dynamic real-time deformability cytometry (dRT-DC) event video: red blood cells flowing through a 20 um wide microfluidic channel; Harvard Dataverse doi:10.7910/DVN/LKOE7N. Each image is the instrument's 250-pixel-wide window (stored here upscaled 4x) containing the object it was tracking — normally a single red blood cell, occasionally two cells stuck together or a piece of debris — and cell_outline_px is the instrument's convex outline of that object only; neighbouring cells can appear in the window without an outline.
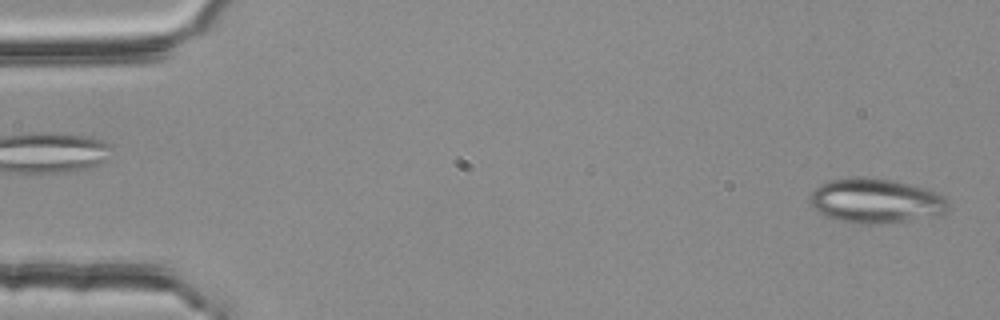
{"species": "common noctule bat (a hibernating species)", "species_latin": "Nyctalus noctula", "temperature_condition": "room temperature", "stored_images_in_passage": 53, "camera_frame_rate_fps": 3000, "um_per_image_px": 0.085, "animal": {"sex": "female", "body_mass_g": 25.1}, "frame": {"image": 1, "passage_image": 1, "time_ms": 0.0, "image_size_px": [1000, 320], "cell_outline_px": [[948, 208], [944, 212], [904, 220], [876, 224], [856, 224], [836, 220], [824, 216], [816, 212], [808, 200], [812, 192], [820, 184], [832, 180], [860, 176], [896, 180], [924, 188], [936, 192], [944, 196], [948, 200]], "centroid_in_image_um": [74.36, 17.06], "position_along_channel_um": 10.6, "area_um2": 35.78}}
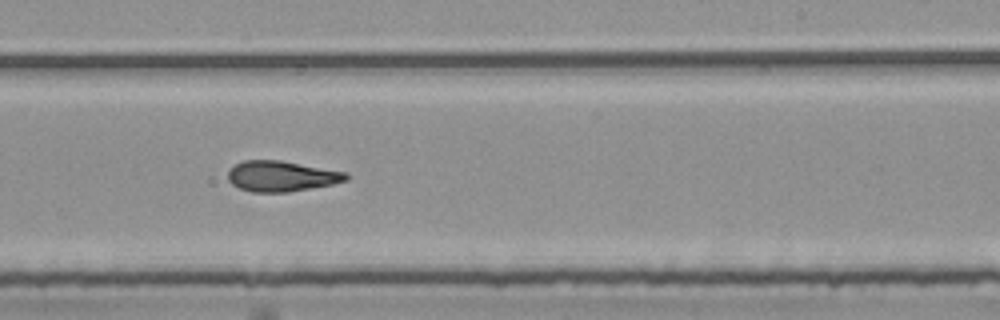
{"frame": {"image": 2, "passage_image": 32, "time_ms": 10.333, "image_size_px": [1000, 320], "cell_outline_px": [[348, 180], [332, 184], [288, 192], [252, 192], [240, 188], [232, 184], [228, 180], [228, 172], [236, 164], [244, 160], [280, 160], [348, 172]], "centroid_in_image_um": [23.94, 14.97], "position_along_channel_um": 265.1, "area_um2": 20.98}}
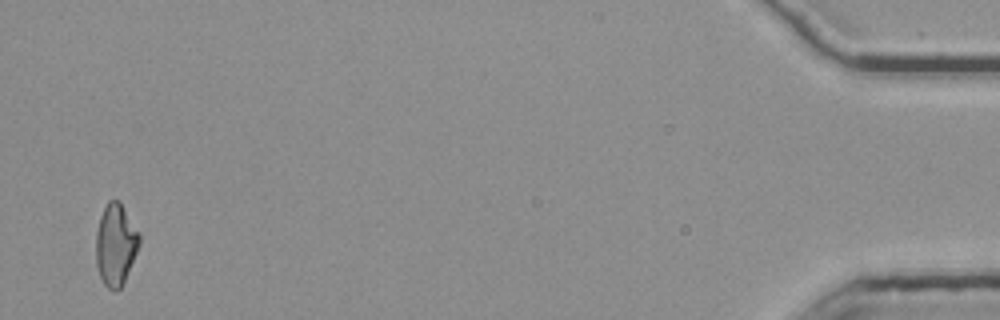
{"frame": {"image": 3, "passage_image": 52, "time_ms": 17.0, "image_size_px": [1000, 320], "cell_outline_px": [[140, 244], [124, 280], [120, 288], [116, 292], [112, 292], [104, 284], [100, 276], [96, 264], [96, 232], [100, 216], [108, 200], [120, 200], [140, 236]], "centroid_in_image_um": [9.81, 20.79], "position_along_channel_um": 425.4, "area_um2": 20.52}, "authors_computed_cell_mechanics": {"area_um2": 21.097, "velocity_mm_per_s": 3.7733, "shape_relaxation_time_tau1_ms": null, "shape_relaxation_time_tau2_ms": 5.3612, "deformation_change_tau1": null, "deformation_change_tau2": 0.1575}}